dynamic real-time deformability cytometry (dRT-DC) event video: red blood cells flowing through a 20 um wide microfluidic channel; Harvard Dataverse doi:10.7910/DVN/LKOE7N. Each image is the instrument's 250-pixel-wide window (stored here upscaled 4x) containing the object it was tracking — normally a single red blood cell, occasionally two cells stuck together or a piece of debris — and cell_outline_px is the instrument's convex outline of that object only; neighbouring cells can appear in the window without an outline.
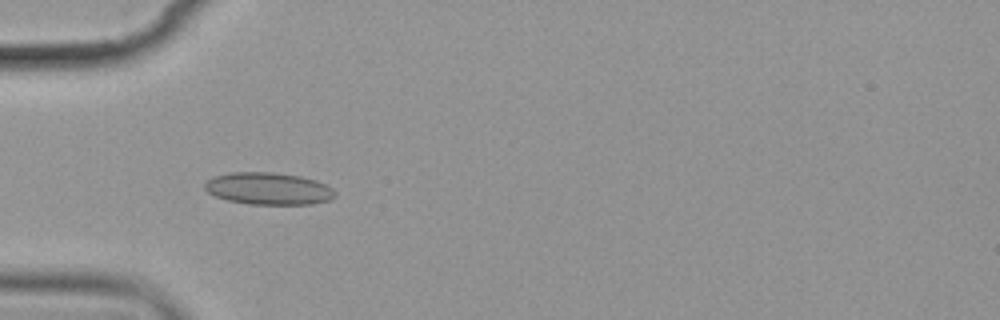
{"species": "common noctule bat (a hibernating species)", "species_latin": "Nyctalus noctula", "temperature_condition": "cold", "stored_images_in_passage": 12, "camera_frame_rate_fps": 3000, "um_per_image_px": 0.085, "animal": {"sex": "female", "body_mass_g": 19.9}, "frame": {"image": 1, "passage_image": 4, "time_ms": 4.333, "image_size_px": [1000, 320], "cell_outline_px": [[336, 196], [328, 200], [312, 204], [248, 204], [228, 200], [216, 196], [208, 192], [204, 188], [204, 184], [208, 180], [216, 176], [232, 172], [272, 172], [300, 176], [316, 180], [332, 188], [336, 192]], "centroid_in_image_um": [22.83, 16.03], "position_along_channel_um": 62.2, "area_um2": 24.28}}
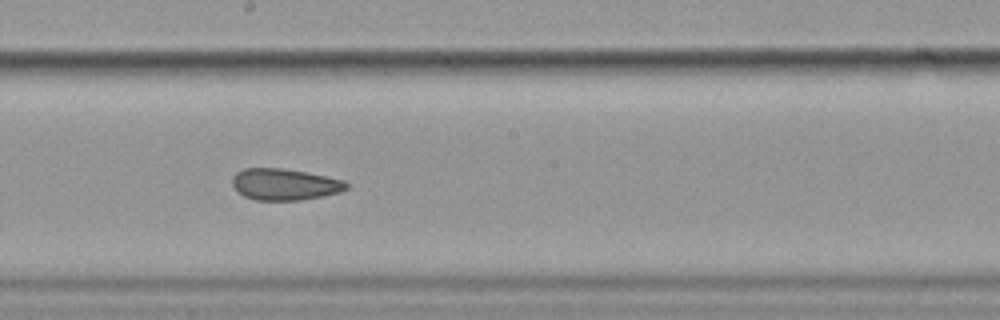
{"frame": {"image": 2, "passage_image": 8, "time_ms": 9.0, "image_size_px": [1000, 320], "cell_outline_px": [[348, 188], [340, 192], [300, 200], [256, 200], [244, 196], [232, 184], [232, 176], [236, 172], [244, 168], [280, 168], [304, 172], [344, 180], [348, 184]], "centroid_in_image_um": [24.17, 15.67], "position_along_channel_um": 224.0, "area_um2": 20.69}}
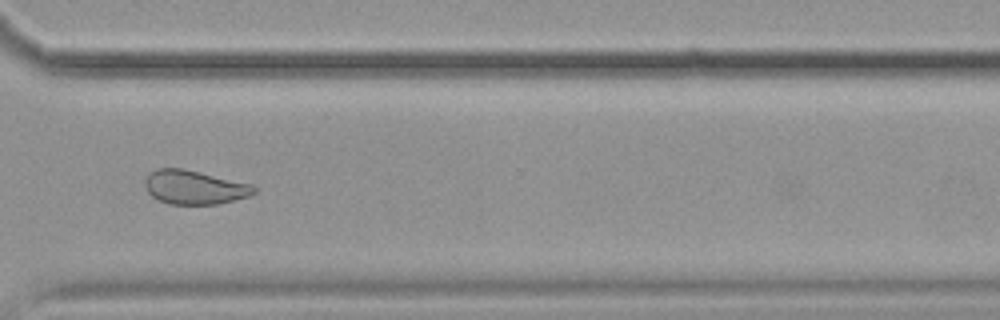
{"frame": {"image": 3, "passage_image": 11, "time_ms": 12.667, "image_size_px": [1000, 320], "cell_outline_px": [[256, 192], [248, 196], [216, 204], [168, 204], [152, 196], [148, 192], [144, 184], [144, 180], [148, 172], [156, 168], [184, 168], [252, 184], [256, 188]], "centroid_in_image_um": [16.49, 15.9], "position_along_channel_um": 354.1, "area_um2": 21.62}, "authors_computed_cell_mechanics": {"area_um2": 21.7906, "velocity_mm_per_s": 3.5507, "shape_relaxation_time_tau1_ms": 6.3091, "shape_relaxation_time_tau2_ms": 2.2471, "deformation_change_tau1": 0.1239, "deformation_change_tau2": 0.0726}}